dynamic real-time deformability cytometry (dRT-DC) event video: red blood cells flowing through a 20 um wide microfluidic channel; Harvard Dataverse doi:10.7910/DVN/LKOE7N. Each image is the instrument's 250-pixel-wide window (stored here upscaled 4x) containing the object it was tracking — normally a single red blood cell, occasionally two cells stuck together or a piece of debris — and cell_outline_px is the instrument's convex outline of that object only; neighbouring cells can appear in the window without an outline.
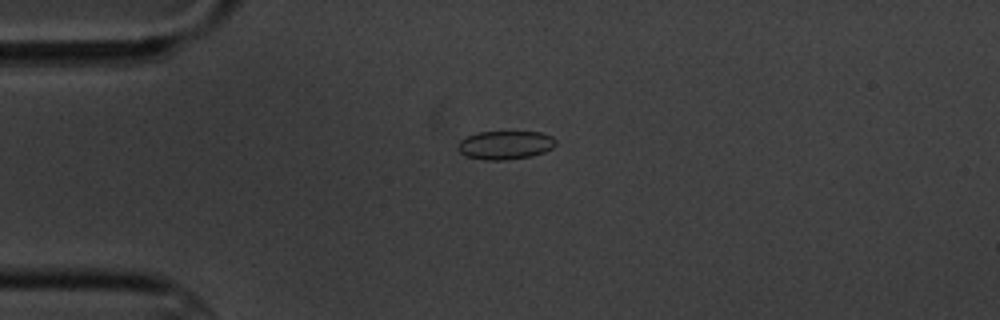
{"species": "common noctule bat (a hibernating species)", "species_latin": "Nyctalus noctula", "temperature_condition": "cold", "stored_images_in_passage": 6, "camera_frame_rate_fps": 3000, "um_per_image_px": 0.085, "animal": {"sex": "male", "body_mass_g": 20.1, "forearm_length_mm": 53.5}, "frame": {"image": 1, "passage_image": 5, "time_ms": 4.667, "image_size_px": [1000, 320], "cell_outline_px": [[556, 144], [552, 148], [544, 152], [532, 156], [504, 160], [484, 160], [468, 156], [460, 152], [456, 148], [460, 140], [468, 136], [480, 132], [540, 132], [552, 136], [556, 140]], "centroid_in_image_um": [42.96, 12.33], "position_along_channel_um": 42.0, "area_um2": 16.24}}